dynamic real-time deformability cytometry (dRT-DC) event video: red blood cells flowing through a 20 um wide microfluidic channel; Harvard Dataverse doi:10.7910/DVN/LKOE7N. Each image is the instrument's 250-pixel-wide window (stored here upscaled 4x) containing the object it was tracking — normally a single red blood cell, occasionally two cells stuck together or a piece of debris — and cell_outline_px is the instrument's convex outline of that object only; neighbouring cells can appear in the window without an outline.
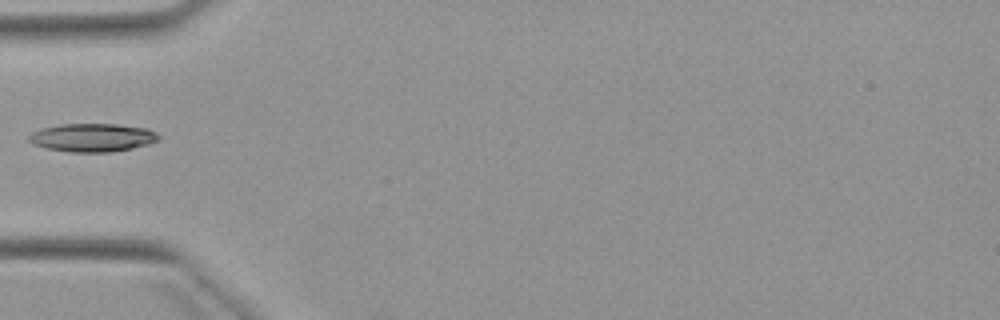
{"species": "Egyptian fruit bat (a non-hibernating species)", "species_latin": "Rousettus aegyptiacus", "temperature_condition": "warm", "stored_images_in_passage": 5, "camera_frame_rate_fps": 3000, "um_per_image_px": 0.085, "animal": {"sex": "female"}, "frame": {"image": 1, "passage_image": 5, "time_ms": 5.0, "image_size_px": [1000, 320], "cell_outline_px": [[160, 140], [148, 144], [132, 148], [112, 152], [72, 152], [48, 148], [32, 144], [28, 140], [28, 136], [32, 132], [40, 128], [60, 124], [116, 124], [148, 128], [156, 132], [160, 136]], "centroid_in_image_um": [7.87, 11.69], "position_along_channel_um": 77.1, "area_um2": 21.5}}